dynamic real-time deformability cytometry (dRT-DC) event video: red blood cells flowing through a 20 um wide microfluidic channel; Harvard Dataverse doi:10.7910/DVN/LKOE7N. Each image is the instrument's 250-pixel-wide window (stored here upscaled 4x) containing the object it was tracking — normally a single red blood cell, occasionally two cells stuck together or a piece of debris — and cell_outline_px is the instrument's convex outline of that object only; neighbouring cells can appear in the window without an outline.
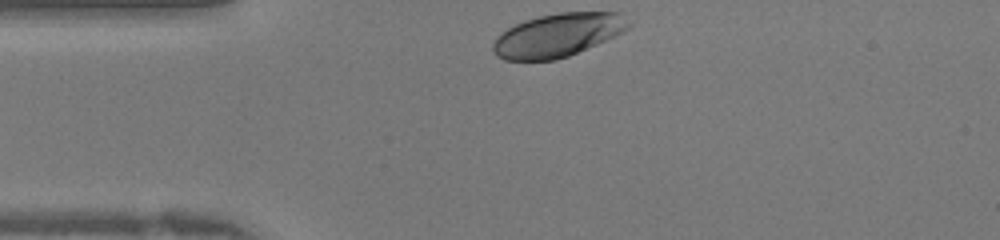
{"species": "human", "species_latin": "Homo sapiens", "temperature_condition": "warm", "stored_images_in_passage": 25, "camera_frame_rate_fps": 3000, "um_per_image_px": 0.085, "donor": {"sex": "female"}, "frame": {"image": 1, "passage_image": 1, "time_ms": 0.0, "image_size_px": [1000, 240], "cell_outline_px": [[632, 24], [628, 28], [596, 44], [568, 56], [556, 60], [504, 60], [496, 56], [492, 48], [492, 44], [496, 36], [500, 32], [524, 20], [540, 16], [560, 12], [620, 12]], "centroid_in_image_um": [47.36, 2.98], "position_along_channel_um": 37.6, "area_um2": 34.1}}
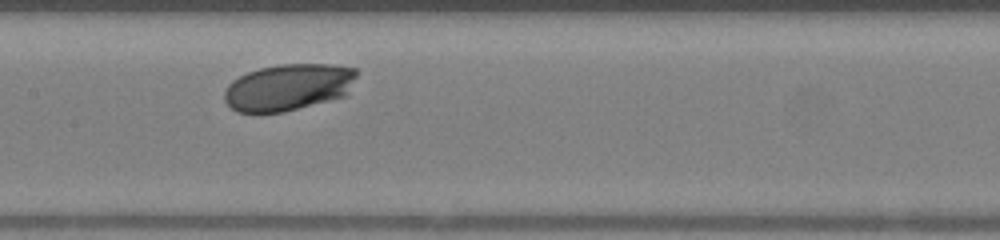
{"frame": {"image": 2, "passage_image": 12, "time_ms": 3.667, "image_size_px": [1000, 240], "cell_outline_px": [[356, 76], [348, 96], [284, 112], [236, 112], [224, 100], [224, 92], [228, 84], [232, 80], [248, 72], [260, 68], [280, 64], [336, 64], [356, 68]], "centroid_in_image_um": [24.55, 7.41], "position_along_channel_um": 182.8, "area_um2": 36.36}}
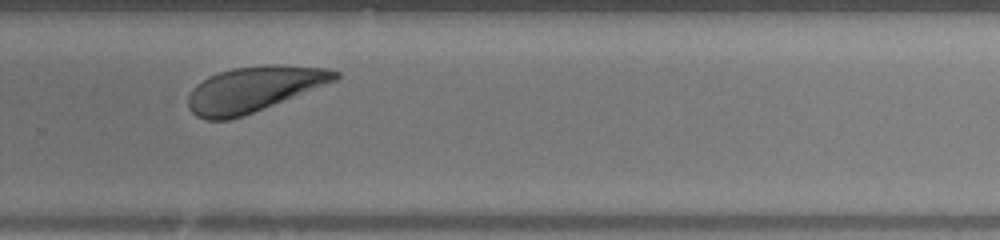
{"frame": {"image": 3, "passage_image": 20, "time_ms": 6.333, "image_size_px": [1000, 240], "cell_outline_px": [[340, 76], [336, 80], [244, 116], [228, 120], [204, 120], [196, 116], [188, 108], [188, 96], [192, 88], [196, 84], [208, 76], [232, 68], [264, 64], [276, 64], [328, 68], [340, 72]], "centroid_in_image_um": [21.54, 7.57], "position_along_channel_um": 308.3, "area_um2": 38.9}}